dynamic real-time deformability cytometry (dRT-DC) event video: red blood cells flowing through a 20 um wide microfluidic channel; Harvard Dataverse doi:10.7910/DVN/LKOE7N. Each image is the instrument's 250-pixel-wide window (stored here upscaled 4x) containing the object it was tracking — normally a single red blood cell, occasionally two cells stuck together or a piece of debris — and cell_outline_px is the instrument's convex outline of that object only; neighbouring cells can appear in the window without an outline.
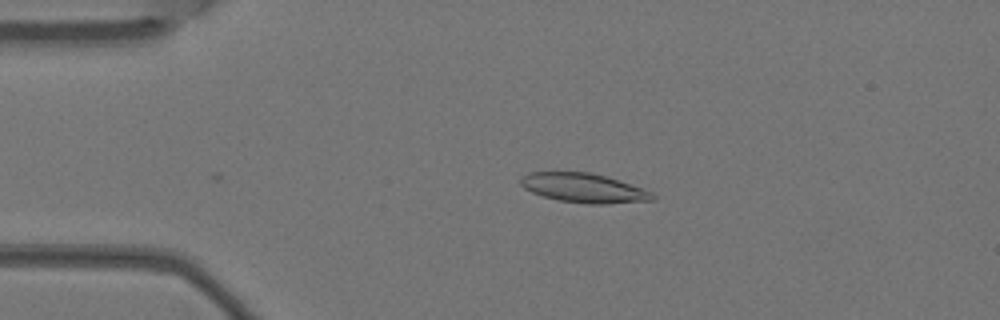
{"species": "Egyptian fruit bat (a non-hibernating species)", "species_latin": "Rousettus aegyptiacus", "temperature_condition": "warm", "stored_images_in_passage": 3, "camera_frame_rate_fps": 3000, "um_per_image_px": 0.085, "animal": {"sex": "female"}, "frame": {"image": 1, "passage_image": 3, "time_ms": 0.667, "image_size_px": [1000, 320], "cell_outline_px": [[656, 200], [608, 204], [584, 204], [560, 200], [544, 196], [532, 192], [524, 188], [520, 184], [520, 176], [528, 172], [592, 172], [652, 192], [656, 196]], "centroid_in_image_um": [49.59, 15.98], "position_along_channel_um": 35.4, "area_um2": 22.43}}